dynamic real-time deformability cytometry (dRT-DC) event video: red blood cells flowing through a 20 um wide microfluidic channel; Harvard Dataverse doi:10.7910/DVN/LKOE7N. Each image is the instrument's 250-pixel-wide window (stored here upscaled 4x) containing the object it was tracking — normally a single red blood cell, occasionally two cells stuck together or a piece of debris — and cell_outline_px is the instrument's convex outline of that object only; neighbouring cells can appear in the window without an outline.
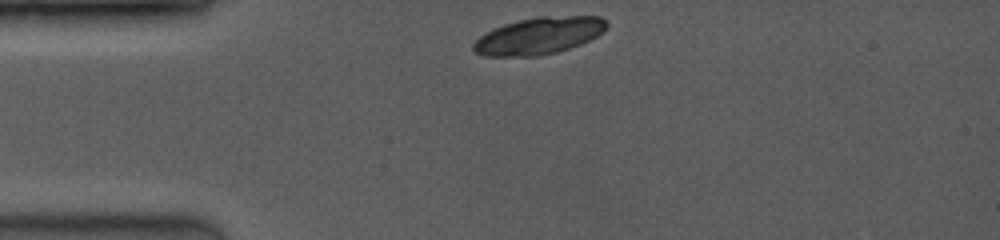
{"species": "common noctule bat (a hibernating species)", "species_latin": "Nyctalus noctula", "temperature_condition": "room temperature", "stored_images_in_passage": 4, "camera_frame_rate_fps": 3500, "um_per_image_px": 0.085, "animal": {"sex": "female", "body_mass_g": 19.0, "forearm_length_mm": 53.3}, "frame": {"image": 1, "passage_image": 1, "time_ms": 0.0, "image_size_px": [1000, 240], "cell_outline_px": [[608, 24], [596, 36], [580, 44], [556, 52], [540, 56], [484, 56], [476, 52], [472, 48], [472, 44], [484, 32], [504, 24], [536, 16], [600, 16]], "centroid_in_image_um": [45.76, 3.04], "position_along_channel_um": 39.2, "area_um2": 28.5}}